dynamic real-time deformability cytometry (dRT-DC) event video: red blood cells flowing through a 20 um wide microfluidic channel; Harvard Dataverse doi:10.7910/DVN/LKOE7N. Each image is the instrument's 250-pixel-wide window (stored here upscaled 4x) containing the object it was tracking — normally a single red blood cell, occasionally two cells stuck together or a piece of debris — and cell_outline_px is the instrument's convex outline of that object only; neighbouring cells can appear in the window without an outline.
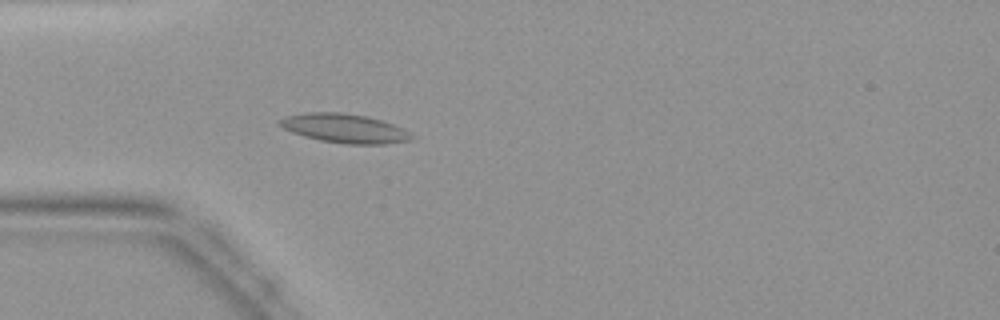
{"species": "common noctule bat (a hibernating species)", "species_latin": "Nyctalus noctula", "temperature_condition": "warm", "stored_images_in_passage": 45, "camera_frame_rate_fps": 3000, "um_per_image_px": 0.085, "animal": {"sex": "female", "body_mass_g": 19.9}, "frame": {"image": 1, "passage_image": 13, "time_ms": 4.0, "image_size_px": [1000, 320], "cell_outline_px": [[412, 140], [388, 144], [344, 144], [320, 140], [304, 136], [292, 132], [276, 124], [276, 120], [284, 116], [304, 112], [344, 112], [368, 116], [404, 128], [412, 136]], "centroid_in_image_um": [29.24, 10.9], "position_along_channel_um": 55.8, "area_um2": 22.6}}
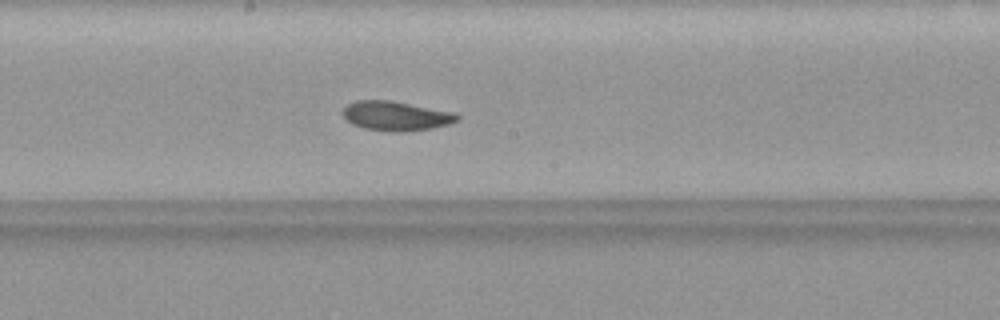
{"frame": {"image": 2, "passage_image": 24, "time_ms": 7.667, "image_size_px": [1000, 320], "cell_outline_px": [[460, 120], [448, 124], [432, 128], [364, 128], [352, 124], [344, 116], [344, 108], [348, 104], [356, 100], [388, 100], [456, 112], [460, 116]], "centroid_in_image_um": [33.7, 9.78], "position_along_channel_um": 214.5, "area_um2": 18.44}}
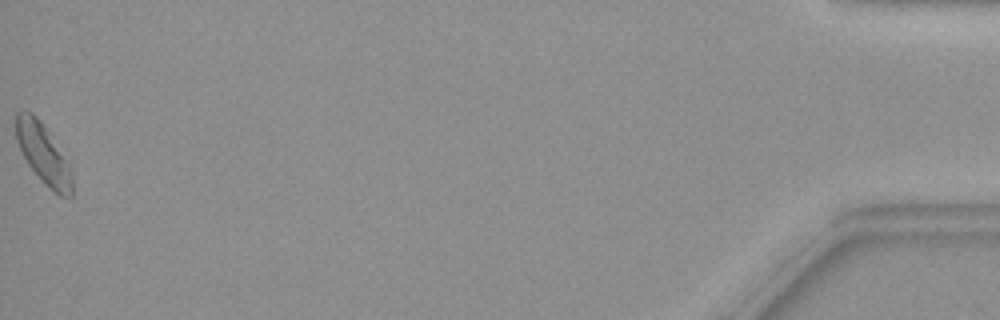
{"frame": {"image": 3, "passage_image": 45, "time_ms": 14.667, "image_size_px": [1000, 320], "cell_outline_px": [[72, 196], [68, 200], [52, 192], [44, 184], [28, 164], [16, 140], [12, 124], [12, 112], [20, 108], [24, 108], [32, 112], [36, 116], [48, 132], [72, 172]], "centroid_in_image_um": [3.58, 13.01], "position_along_channel_um": 431.6, "area_um2": 20.11}}